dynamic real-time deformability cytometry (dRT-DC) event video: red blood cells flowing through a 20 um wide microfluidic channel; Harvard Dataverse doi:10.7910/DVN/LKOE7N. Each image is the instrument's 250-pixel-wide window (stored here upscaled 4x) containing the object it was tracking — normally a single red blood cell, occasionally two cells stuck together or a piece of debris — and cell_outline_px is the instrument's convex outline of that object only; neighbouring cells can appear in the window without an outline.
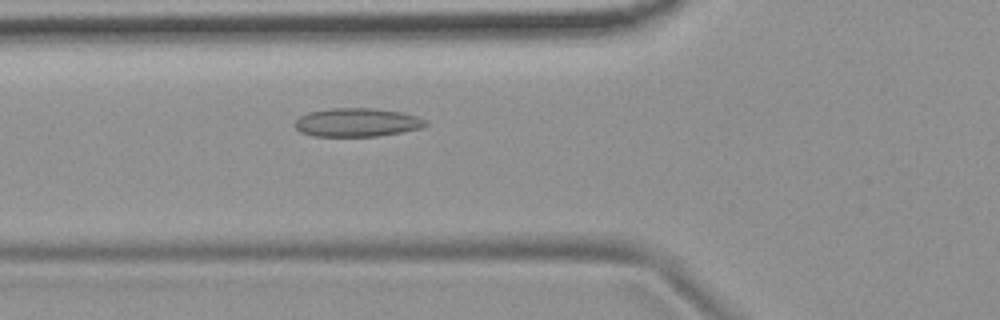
{"species": "common noctule bat (a hibernating species)", "species_latin": "Nyctalus noctula", "temperature_condition": "room temperature", "stored_images_in_passage": 37, "camera_frame_rate_fps": 3000, "um_per_image_px": 0.085, "animal": {"sex": "female", "body_mass_g": 19.9}, "frame": {"image": 1, "passage_image": 3, "time_ms": 0.667, "image_size_px": [1000, 320], "cell_outline_px": [[428, 124], [420, 128], [400, 132], [376, 136], [312, 136], [300, 132], [292, 124], [300, 116], [308, 112], [328, 108], [376, 108], [404, 112], [428, 120]], "centroid_in_image_um": [30.33, 10.39], "position_along_channel_um": 95.5, "area_um2": 21.96}}
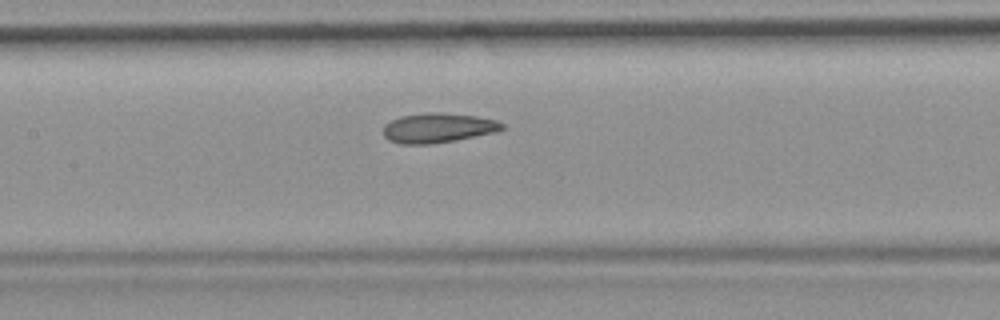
{"frame": {"image": 2, "passage_image": 9, "time_ms": 2.667, "image_size_px": [1000, 320], "cell_outline_px": [[504, 128], [496, 132], [456, 140], [428, 144], [400, 144], [388, 140], [384, 136], [384, 124], [400, 116], [428, 112], [440, 112], [476, 116], [496, 120], [504, 124]], "centroid_in_image_um": [37.22, 10.87], "position_along_channel_um": 170.2, "area_um2": 20.58}}
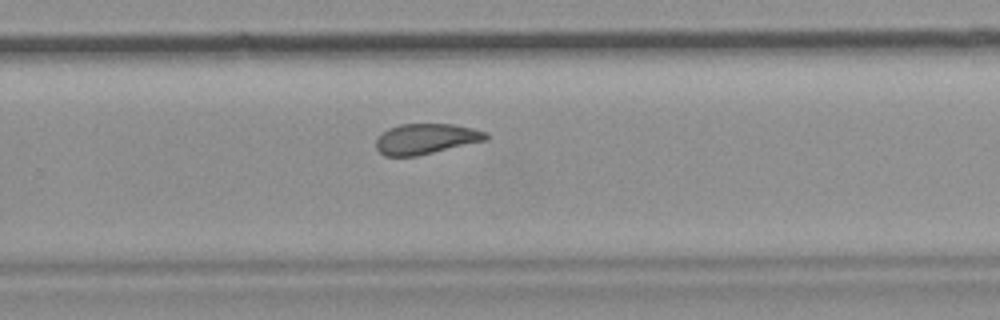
{"frame": {"image": 3, "passage_image": 19, "time_ms": 6.0, "image_size_px": [1000, 320], "cell_outline_px": [[488, 140], [416, 156], [384, 156], [376, 148], [376, 140], [388, 128], [400, 124], [452, 124], [472, 128], [488, 132]], "centroid_in_image_um": [36.23, 11.8], "position_along_channel_um": 293.6, "area_um2": 19.48}, "authors_computed_cell_mechanics": {"area_um2": 20.3456, "velocity_mm_per_s": 3.7191, "shape_relaxation_time_tau1_ms": null, "shape_relaxation_time_tau2_ms": 2.866, "deformation_change_tau1": null, "deformation_change_tau2": 0.0859}}